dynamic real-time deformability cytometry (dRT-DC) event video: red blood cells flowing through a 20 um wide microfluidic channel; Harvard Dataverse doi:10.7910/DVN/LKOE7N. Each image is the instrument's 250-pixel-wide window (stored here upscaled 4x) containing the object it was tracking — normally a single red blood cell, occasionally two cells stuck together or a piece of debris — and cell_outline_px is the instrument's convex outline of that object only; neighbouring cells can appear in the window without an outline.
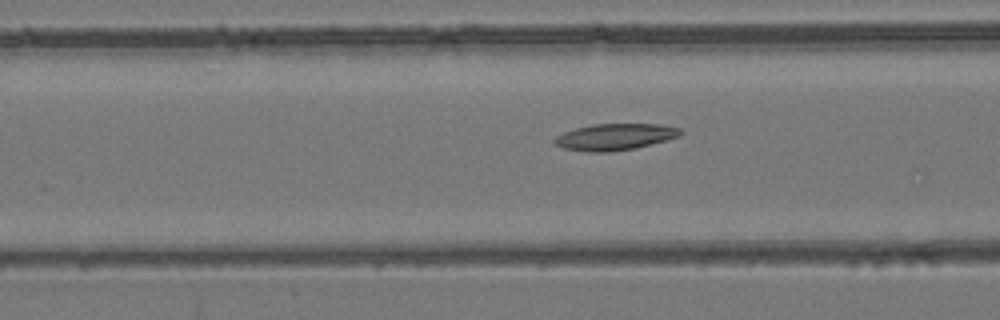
{"species": "common noctule bat (a hibernating species)", "species_latin": "Nyctalus noctula", "temperature_condition": "room temperature", "stored_images_in_passage": 22, "camera_frame_rate_fps": 3000, "um_per_image_px": 0.085, "animal": {"sex": "female", "body_mass_g": 24.6, "forearm_length_mm": 56.2}, "frame": {"image": 1, "passage_image": 13, "time_ms": 4.0, "image_size_px": [1000, 320], "cell_outline_px": [[684, 132], [680, 136], [668, 140], [636, 148], [608, 152], [588, 152], [564, 148], [552, 144], [552, 140], [556, 136], [564, 132], [576, 128], [592, 124], [664, 124], [680, 128]], "centroid_in_image_um": [52.29, 11.63], "position_along_channel_um": 114.3, "area_um2": 19.71}}
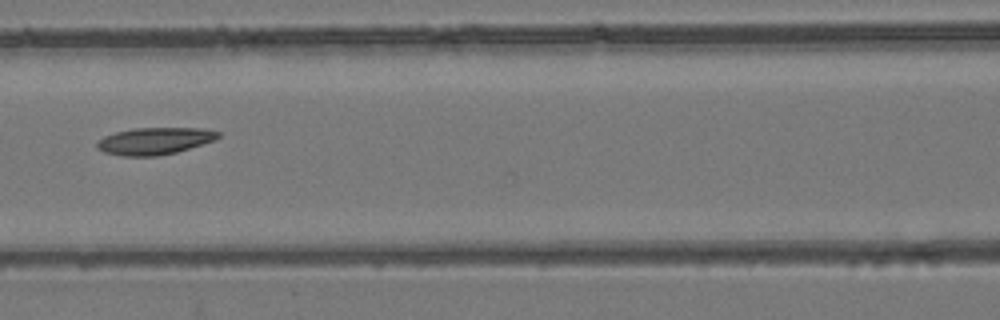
{"frame": {"image": 2, "passage_image": 16, "time_ms": 5.0, "image_size_px": [1000, 320], "cell_outline_px": [[220, 136], [216, 140], [176, 152], [156, 156], [120, 156], [104, 152], [96, 148], [96, 140], [104, 136], [116, 132], [132, 128], [204, 128], [220, 132]], "centroid_in_image_um": [13.12, 11.98], "position_along_channel_um": 153.5, "area_um2": 19.25}}
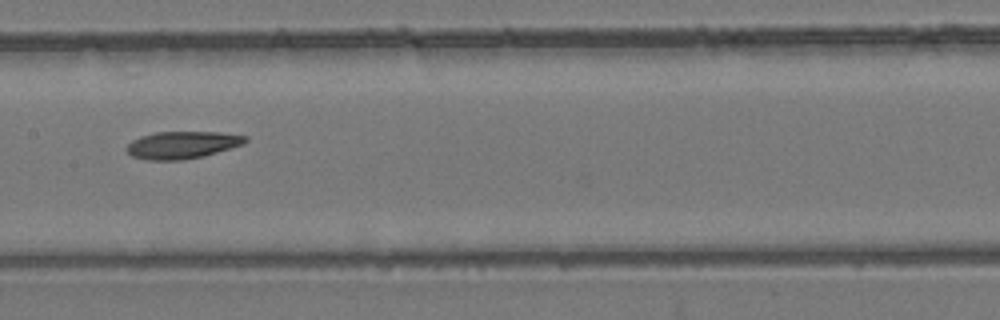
{"frame": {"image": 3, "passage_image": 19, "time_ms": 6.0, "image_size_px": [1000, 320], "cell_outline_px": [[248, 140], [244, 144], [204, 156], [180, 160], [148, 160], [132, 156], [124, 148], [132, 140], [140, 136], [156, 132], [220, 132], [248, 136]], "centroid_in_image_um": [15.49, 12.31], "position_along_channel_um": 191.9, "area_um2": 18.96}}